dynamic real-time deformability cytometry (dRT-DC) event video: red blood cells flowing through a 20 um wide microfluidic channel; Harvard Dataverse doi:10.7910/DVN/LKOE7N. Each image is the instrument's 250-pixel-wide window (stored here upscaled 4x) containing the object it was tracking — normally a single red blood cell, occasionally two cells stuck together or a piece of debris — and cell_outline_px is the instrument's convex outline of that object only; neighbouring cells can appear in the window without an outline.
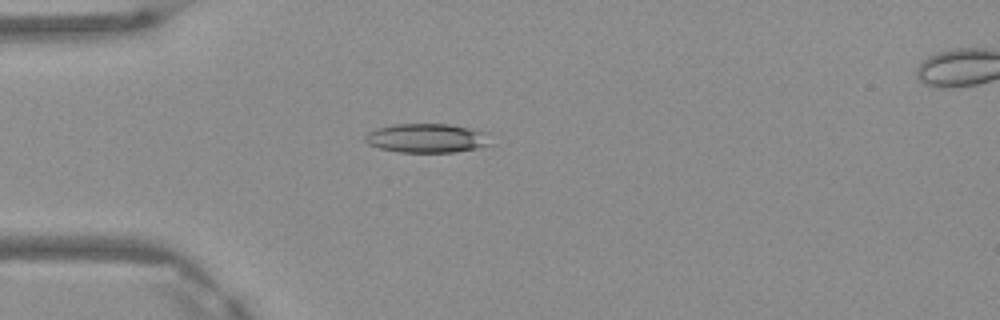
{"species": "Egyptian fruit bat (a non-hibernating species)", "species_latin": "Rousettus aegyptiacus", "temperature_condition": "warm", "stored_images_in_passage": 5, "camera_frame_rate_fps": 3000, "um_per_image_px": 0.085, "frame": {"image": 1, "passage_image": 4, "time_ms": 1.0, "image_size_px": [1000, 320], "cell_outline_px": [[492, 144], [476, 148], [456, 152], [400, 152], [380, 148], [368, 144], [364, 140], [364, 136], [368, 132], [376, 128], [392, 124], [448, 124], [492, 132]], "centroid_in_image_um": [36.35, 11.73], "position_along_channel_um": 48.6, "area_um2": 21.68}}